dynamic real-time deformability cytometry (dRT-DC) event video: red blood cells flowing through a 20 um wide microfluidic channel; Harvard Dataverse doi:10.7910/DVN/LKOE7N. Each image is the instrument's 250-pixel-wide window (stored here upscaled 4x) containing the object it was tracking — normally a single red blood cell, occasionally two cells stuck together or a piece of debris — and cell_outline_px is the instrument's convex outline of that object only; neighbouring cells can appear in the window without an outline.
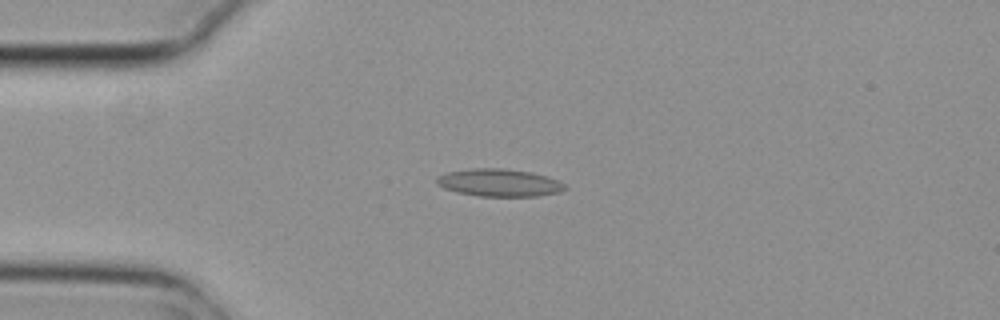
{"species": "common noctule bat (a hibernating species)", "species_latin": "Nyctalus noctula", "temperature_condition": "cold", "stored_images_in_passage": 9, "camera_frame_rate_fps": 3000, "um_per_image_px": 0.085, "animal": {"sex": "female", "body_mass_g": 29.2, "forearm_length_mm": 56.3}, "frame": {"image": 1, "passage_image": 2, "time_ms": 0.333, "image_size_px": [1000, 320], "cell_outline_px": [[568, 188], [560, 192], [536, 196], [480, 196], [456, 192], [444, 188], [436, 184], [436, 180], [440, 176], [448, 172], [472, 168], [500, 168], [532, 172], [548, 176], [564, 184]], "centroid_in_image_um": [42.45, 15.53], "position_along_channel_um": 42.5, "area_um2": 20.52}}
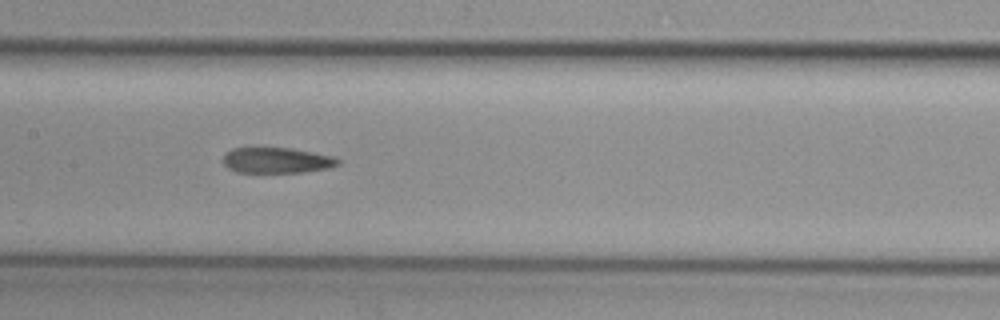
{"frame": {"image": 2, "passage_image": 6, "time_ms": 1.667, "image_size_px": [1000, 320], "cell_outline_px": [[340, 164], [328, 168], [304, 172], [236, 172], [228, 168], [224, 164], [224, 156], [232, 148], [288, 148], [312, 152], [332, 156], [340, 160]], "centroid_in_image_um": [23.53, 13.63], "position_along_channel_um": 183.9, "area_um2": 16.94}}
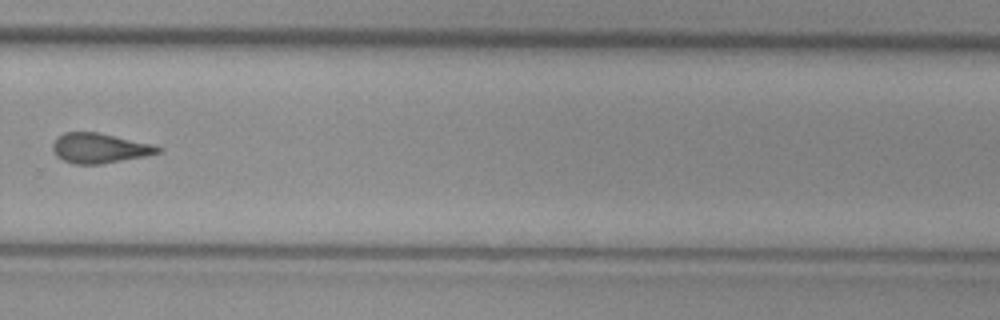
{"frame": {"image": 3, "passage_image": 9, "time_ms": 2.667, "image_size_px": [1000, 320], "cell_outline_px": [[164, 148], [160, 152], [144, 156], [100, 164], [72, 164], [56, 156], [52, 148], [52, 144], [56, 136], [64, 132], [96, 132], [152, 144]], "centroid_in_image_um": [8.41, 12.59], "position_along_channel_um": 321.4, "area_um2": 18.26}}